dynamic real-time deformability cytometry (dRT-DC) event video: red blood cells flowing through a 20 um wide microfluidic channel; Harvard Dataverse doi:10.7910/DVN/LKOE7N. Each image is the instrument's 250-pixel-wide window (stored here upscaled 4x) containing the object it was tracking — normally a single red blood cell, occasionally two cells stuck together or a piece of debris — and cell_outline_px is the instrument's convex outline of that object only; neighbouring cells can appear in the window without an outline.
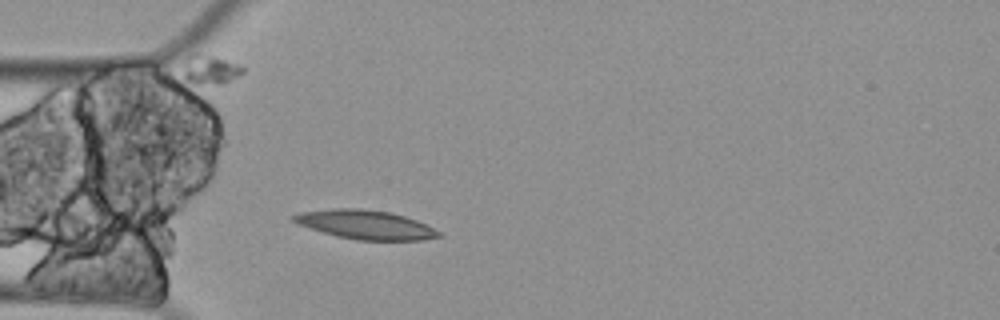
{"species": "Egyptian fruit bat (a non-hibernating species)", "species_latin": "Rousettus aegyptiacus", "temperature_condition": "cold", "stored_images_in_passage": 3, "camera_frame_rate_fps": 3000, "um_per_image_px": 0.085, "animal": {"sex": "female"}, "frame": {"image": 1, "passage_image": 3, "time_ms": 0.667, "image_size_px": [1000, 320], "cell_outline_px": [[444, 236], [424, 240], [356, 240], [336, 236], [300, 224], [292, 220], [292, 216], [300, 212], [332, 208], [360, 208], [388, 212], [404, 216], [416, 220], [440, 232]], "centroid_in_image_um": [31.09, 19.1], "position_along_channel_um": 53.9, "area_um2": 24.28}}